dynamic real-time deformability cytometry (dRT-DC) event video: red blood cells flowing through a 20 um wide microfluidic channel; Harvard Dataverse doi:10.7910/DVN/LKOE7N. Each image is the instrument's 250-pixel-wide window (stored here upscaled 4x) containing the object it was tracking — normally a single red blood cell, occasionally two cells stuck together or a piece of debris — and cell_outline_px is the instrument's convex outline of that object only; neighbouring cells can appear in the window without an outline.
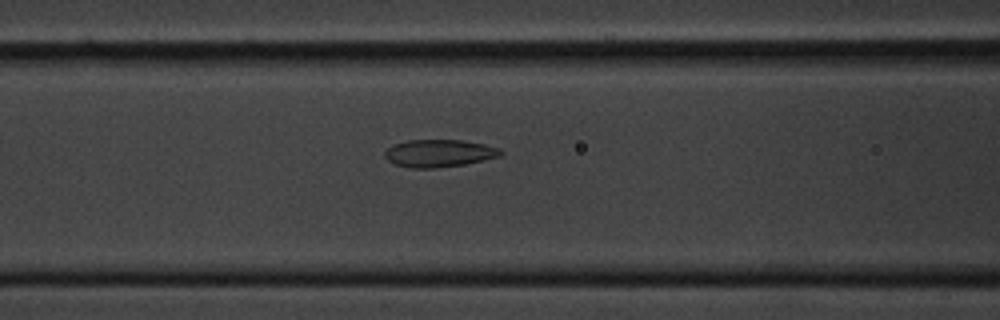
{"species": "common noctule bat (a hibernating species)", "species_latin": "Nyctalus noctula", "temperature_condition": "cold", "stored_images_in_passage": 19, "camera_frame_rate_fps": 3000, "um_per_image_px": 0.085, "animal": {"sex": "male", "body_mass_g": 20.1, "forearm_length_mm": 53.5}, "frame": {"image": 1, "passage_image": 14, "time_ms": 4.333, "image_size_px": [1000, 320], "cell_outline_px": [[504, 152], [500, 156], [484, 160], [464, 164], [432, 168], [412, 168], [396, 164], [388, 160], [384, 156], [384, 152], [392, 144], [408, 140], [460, 140], [484, 144], [500, 148]], "centroid_in_image_um": [37.32, 13.02], "position_along_channel_um": 129.3, "area_um2": 18.5}}